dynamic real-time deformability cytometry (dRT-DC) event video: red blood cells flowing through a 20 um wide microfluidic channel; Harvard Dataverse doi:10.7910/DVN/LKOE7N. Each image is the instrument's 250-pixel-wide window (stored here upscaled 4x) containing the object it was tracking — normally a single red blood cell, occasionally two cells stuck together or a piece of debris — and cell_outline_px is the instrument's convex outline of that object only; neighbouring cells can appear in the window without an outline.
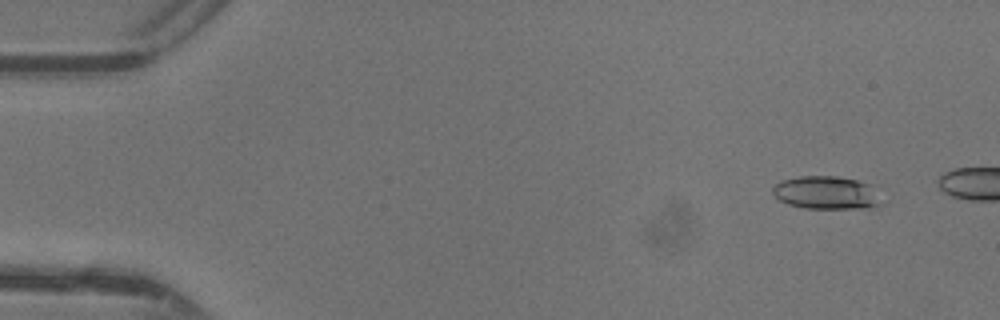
{"species": "common noctule bat (a hibernating species)", "species_latin": "Nyctalus noctula", "temperature_condition": "warm", "stored_images_in_passage": 13, "camera_frame_rate_fps": 3000, "um_per_image_px": 0.085, "animal": {"sex": "female"}, "frame": {"image": 1, "passage_image": 4, "time_ms": 1.0, "image_size_px": [1000, 320], "cell_outline_px": [[884, 204], [876, 208], [804, 208], [788, 204], [780, 200], [772, 192], [772, 188], [780, 180], [800, 176], [836, 176], [856, 180], [868, 184]], "centroid_in_image_um": [70.23, 16.39], "position_along_channel_um": 14.8, "area_um2": 20.87}}